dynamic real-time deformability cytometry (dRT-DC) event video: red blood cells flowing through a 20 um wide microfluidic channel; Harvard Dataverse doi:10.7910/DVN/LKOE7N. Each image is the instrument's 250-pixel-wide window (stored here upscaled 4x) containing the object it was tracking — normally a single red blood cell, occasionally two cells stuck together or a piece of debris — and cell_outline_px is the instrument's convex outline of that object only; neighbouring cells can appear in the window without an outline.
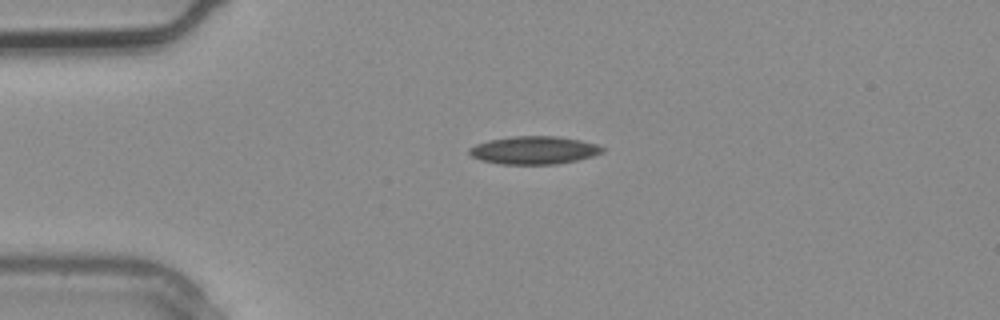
{"species": "common noctule bat (a hibernating species)", "species_latin": "Nyctalus noctula", "temperature_condition": "warm", "stored_images_in_passage": 2, "camera_frame_rate_fps": 3000, "um_per_image_px": 0.085, "animal": {"sex": "male", "body_mass_g": 20.4}, "frame": {"image": 1, "passage_image": 1, "time_ms": 0.0, "image_size_px": [1000, 320], "cell_outline_px": [[604, 152], [592, 156], [576, 160], [556, 164], [500, 164], [480, 160], [472, 156], [468, 152], [468, 148], [476, 144], [488, 140], [512, 136], [556, 136], [580, 140], [596, 144], [604, 148]], "centroid_in_image_um": [45.36, 12.76], "position_along_channel_um": 39.6, "area_um2": 21.68}}
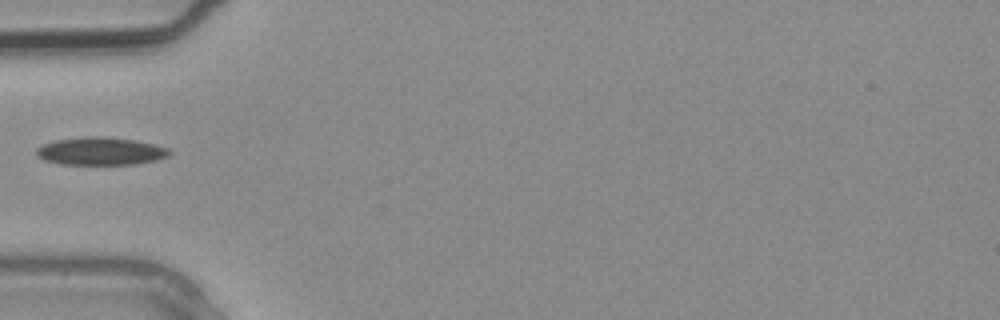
{"frame": {"image": 2, "passage_image": 2, "time_ms": 0.333, "image_size_px": [1000, 320], "cell_outline_px": [[172, 152], [168, 156], [156, 160], [136, 164], [60, 164], [44, 160], [36, 156], [36, 148], [44, 144], [56, 140], [88, 136], [100, 136], [136, 140], [168, 148]], "centroid_in_image_um": [8.54, 12.85], "position_along_channel_um": 76.5, "area_um2": 21.5}}